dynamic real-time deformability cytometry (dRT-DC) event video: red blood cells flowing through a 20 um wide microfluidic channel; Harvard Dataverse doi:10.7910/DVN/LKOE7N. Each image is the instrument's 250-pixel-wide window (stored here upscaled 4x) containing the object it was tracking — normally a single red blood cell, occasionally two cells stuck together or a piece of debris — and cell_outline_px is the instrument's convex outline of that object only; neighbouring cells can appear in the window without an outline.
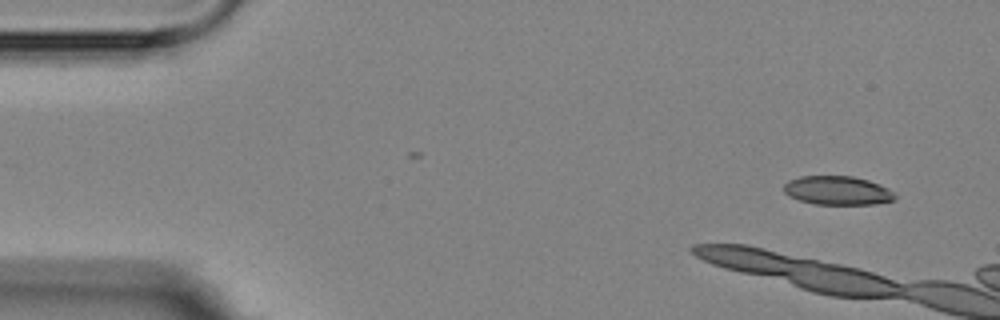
{"species": "Egyptian fruit bat (a non-hibernating species)", "species_latin": "Rousettus aegyptiacus", "temperature_condition": "room temperature", "stored_images_in_passage": 2, "camera_frame_rate_fps": 3000, "um_per_image_px": 0.085, "animal": {"sex": "female"}, "frame": {"image": 1, "passage_image": 2, "time_ms": 1.333, "image_size_px": [1000, 320], "cell_outline_px": [[896, 200], [876, 204], [812, 204], [788, 196], [784, 192], [784, 184], [788, 180], [800, 176], [852, 176], [868, 180], [880, 184], [888, 188], [896, 196]], "centroid_in_image_um": [71.18, 16.19], "position_along_channel_um": 13.8, "area_um2": 18.79}}